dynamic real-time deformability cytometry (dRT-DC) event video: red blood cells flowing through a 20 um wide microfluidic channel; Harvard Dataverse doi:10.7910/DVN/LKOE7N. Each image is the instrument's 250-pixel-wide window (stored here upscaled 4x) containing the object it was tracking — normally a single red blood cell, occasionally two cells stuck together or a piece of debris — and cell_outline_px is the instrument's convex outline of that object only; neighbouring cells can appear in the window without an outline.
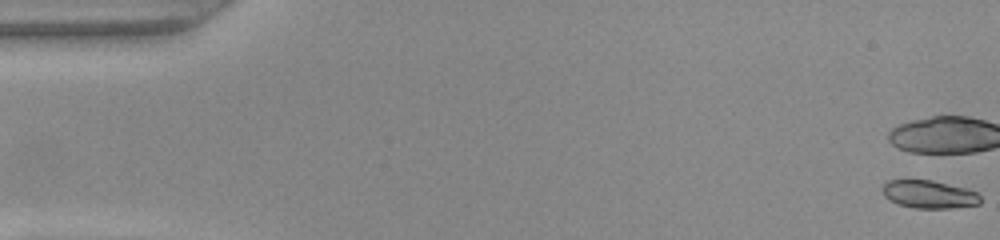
{"species": "common noctule bat (a hibernating species)", "species_latin": "Nyctalus noctula", "temperature_condition": "warm", "stored_images_in_passage": 51, "camera_frame_rate_fps": 3000, "um_per_image_px": 0.085, "animal": {"sex": "female", "body_mass_g": 22.0, "forearm_length_mm": 56.7}, "frame": {"image": 1, "passage_image": 1, "time_ms": 0.0, "image_size_px": [1000, 240], "cell_outline_px": [[980, 204], [952, 208], [912, 208], [896, 204], [888, 200], [884, 196], [880, 188], [888, 180], [932, 180], [964, 188], [976, 192], [980, 196]], "centroid_in_image_um": [78.91, 16.52], "position_along_channel_um": 6.1, "area_um2": 16.07}}
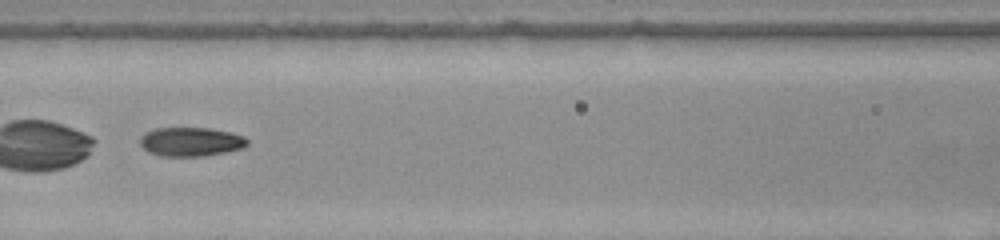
{"frame": {"image": 2, "passage_image": 24, "time_ms": 7.667, "image_size_px": [1000, 240], "cell_outline_px": [[248, 144], [244, 148], [204, 156], [160, 156], [148, 152], [140, 144], [140, 136], [144, 132], [156, 128], [208, 128], [228, 132], [244, 136], [248, 140]], "centroid_in_image_um": [16.2, 12.05], "position_along_channel_um": 150.4, "area_um2": 18.15}}
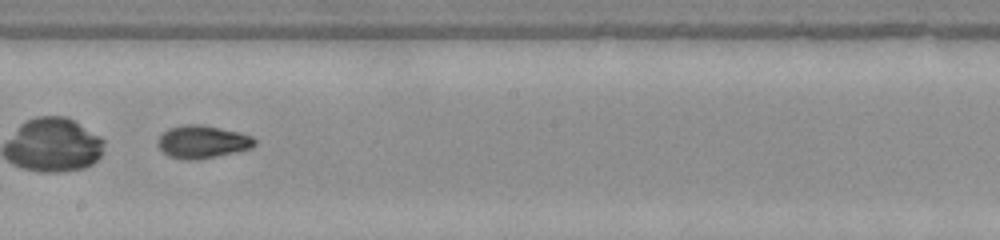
{"frame": {"image": 3, "passage_image": 30, "time_ms": 9.667, "image_size_px": [1000, 240], "cell_outline_px": [[256, 144], [252, 148], [236, 152], [200, 160], [188, 160], [168, 156], [156, 144], [156, 140], [168, 128], [184, 124], [200, 124], [240, 132], [252, 136], [256, 140]], "centroid_in_image_um": [17.21, 12.06], "position_along_channel_um": 231.0, "area_um2": 18.73}, "authors_computed_cell_mechanics": {"area_um2": 18.7272, "velocity_mm_per_s": 4.0475, "shape_relaxation_time_tau1_ms": 9.7075, "shape_relaxation_time_tau2_ms": 0.8066, "deformation_change_tau1": 0.2989, "deformation_change_tau2": 0.0499}}